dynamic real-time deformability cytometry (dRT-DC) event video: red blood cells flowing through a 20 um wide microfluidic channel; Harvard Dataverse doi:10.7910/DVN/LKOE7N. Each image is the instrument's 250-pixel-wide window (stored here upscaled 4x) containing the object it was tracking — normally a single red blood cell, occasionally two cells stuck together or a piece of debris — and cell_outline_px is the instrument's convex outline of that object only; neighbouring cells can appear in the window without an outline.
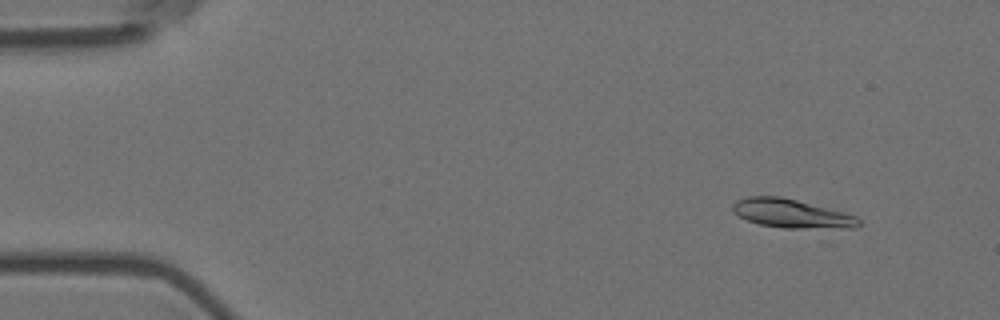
{"species": "Egyptian fruit bat (a non-hibernating species)", "species_latin": "Rousettus aegyptiacus", "temperature_condition": "room temperature", "stored_images_in_passage": 21, "camera_frame_rate_fps": 3000, "um_per_image_px": 0.085, "animal": {"sex": "female"}, "frame": {"image": 1, "passage_image": 6, "time_ms": 1.667, "image_size_px": [1000, 320], "cell_outline_px": [[860, 224], [856, 228], [784, 228], [760, 224], [748, 220], [732, 212], [732, 204], [736, 200], [748, 196], [780, 196], [844, 212], [856, 216], [860, 220]], "centroid_in_image_um": [67.28, 18.15], "position_along_channel_um": 17.7, "area_um2": 21.04}}
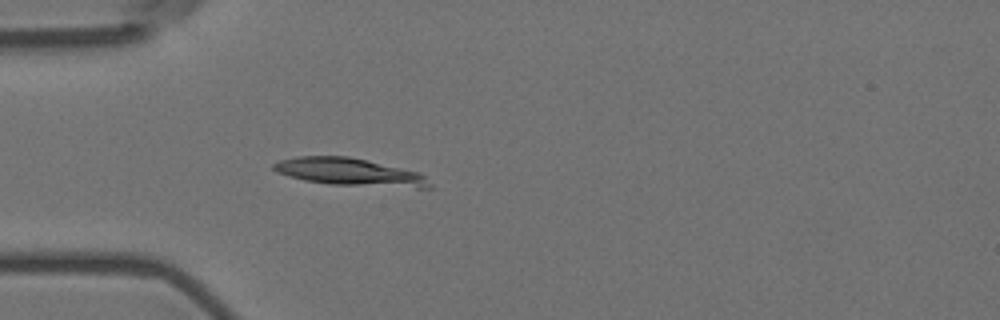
{"frame": {"image": 2, "passage_image": 17, "time_ms": 5.333, "image_size_px": [1000, 320], "cell_outline_px": [[432, 188], [416, 188], [328, 184], [304, 180], [288, 176], [276, 172], [272, 168], [272, 164], [280, 160], [296, 156], [348, 156], [420, 172], [432, 184]], "centroid_in_image_um": [29.72, 14.63], "position_along_channel_um": 55.3, "area_um2": 25.14}}
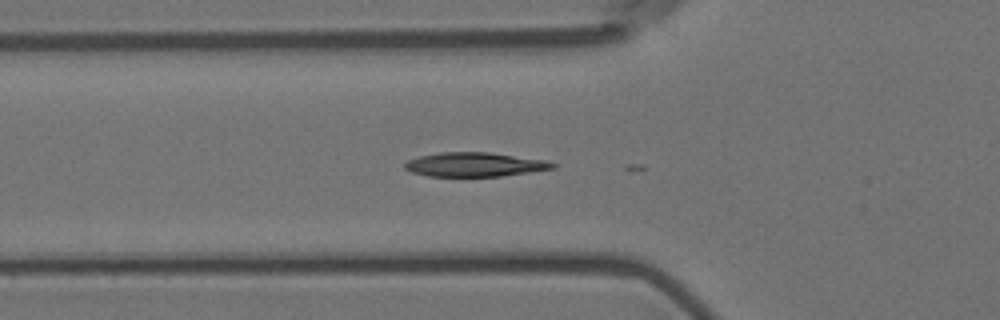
{"frame": {"image": 3, "passage_image": 20, "time_ms": 6.333, "image_size_px": [1000, 320], "cell_outline_px": [[556, 168], [500, 176], [428, 176], [412, 172], [404, 168], [404, 164], [408, 160], [420, 156], [440, 152], [488, 152], [544, 160], [556, 164]], "centroid_in_image_um": [40.32, 13.98], "position_along_channel_um": 85.5, "area_um2": 20.58}}